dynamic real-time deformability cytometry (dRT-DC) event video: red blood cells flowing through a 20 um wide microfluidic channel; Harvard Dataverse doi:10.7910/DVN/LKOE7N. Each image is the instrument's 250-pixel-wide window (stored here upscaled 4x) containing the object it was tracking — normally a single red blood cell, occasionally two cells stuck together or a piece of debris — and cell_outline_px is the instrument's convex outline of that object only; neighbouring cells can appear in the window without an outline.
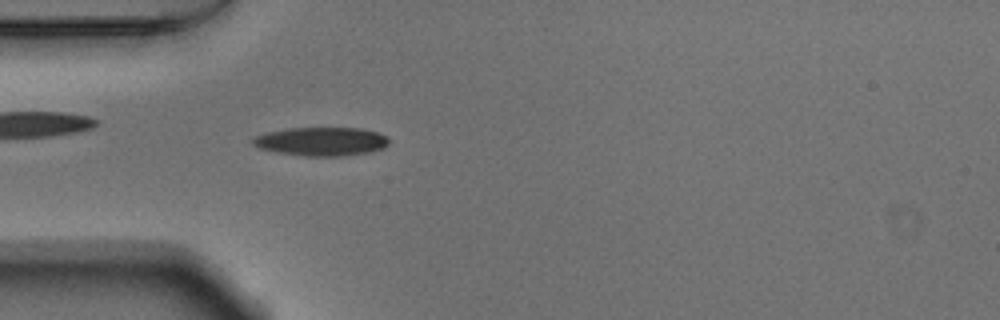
{"species": "Egyptian fruit bat (a non-hibernating species)", "species_latin": "Rousettus aegyptiacus", "temperature_condition": "warm", "stored_images_in_passage": 50, "camera_frame_rate_fps": 3000, "um_per_image_px": 0.085, "animal": {"sex": "male"}, "frame": {"image": 1, "passage_image": 13, "time_ms": 4.0, "image_size_px": [1000, 320], "cell_outline_px": [[392, 140], [384, 148], [372, 152], [344, 156], [304, 156], [276, 152], [260, 148], [252, 144], [252, 140], [256, 136], [268, 132], [288, 128], [360, 128], [376, 132], [388, 136]], "centroid_in_image_um": [27.38, 12.03], "position_along_channel_um": 57.6, "area_um2": 22.89}}
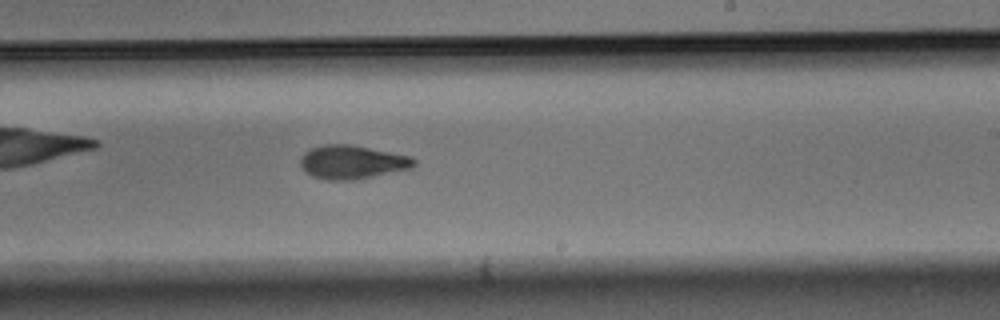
{"frame": {"image": 2, "passage_image": 29, "time_ms": 9.333, "image_size_px": [1000, 320], "cell_outline_px": [[416, 164], [412, 168], [352, 180], [328, 180], [312, 176], [300, 164], [300, 156], [308, 148], [324, 144], [352, 144], [412, 156], [416, 160]], "centroid_in_image_um": [29.93, 13.75], "position_along_channel_um": 259.1, "area_um2": 22.37}}
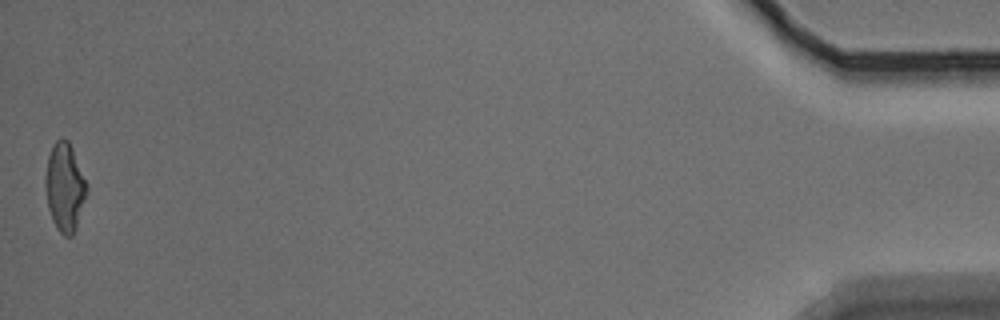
{"frame": {"image": 3, "passage_image": 50, "time_ms": 16.333, "image_size_px": [1000, 320], "cell_outline_px": [[88, 192], [76, 228], [72, 236], [64, 236], [56, 228], [52, 220], [48, 208], [44, 184], [44, 180], [48, 156], [56, 140], [60, 136], [64, 136], [68, 140], [72, 148], [88, 184]], "centroid_in_image_um": [5.51, 15.9], "position_along_channel_um": 429.7, "area_um2": 21.62}, "authors_computed_cell_mechanics": {"area_um2": 21.5305, "velocity_mm_per_s": 3.8219, "shape_relaxation_time_tau1_ms": 5.3436, "shape_relaxation_time_tau2_ms": 3.2009, "deformation_change_tau1": 0.1756, "deformation_change_tau2": 0.1047}}